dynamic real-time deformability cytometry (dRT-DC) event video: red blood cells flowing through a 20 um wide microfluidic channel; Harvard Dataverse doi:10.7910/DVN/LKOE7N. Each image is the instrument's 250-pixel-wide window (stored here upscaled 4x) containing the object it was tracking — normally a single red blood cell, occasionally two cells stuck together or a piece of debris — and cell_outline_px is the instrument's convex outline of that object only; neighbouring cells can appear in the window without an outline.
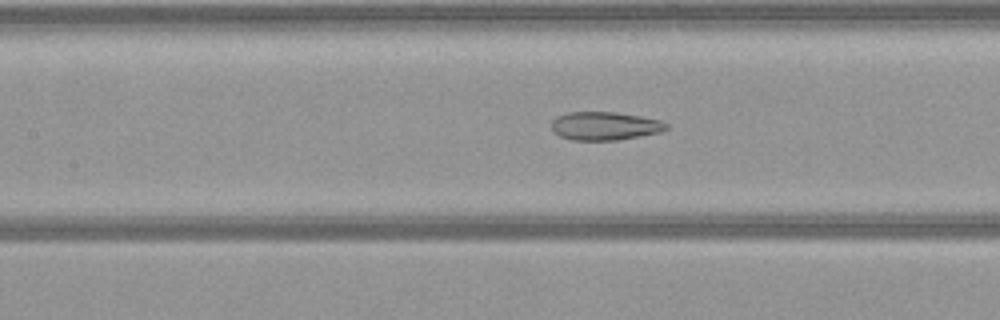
{"species": "common noctule bat (a hibernating species)", "species_latin": "Nyctalus noctula", "temperature_condition": "warm", "stored_images_in_passage": 44, "camera_frame_rate_fps": 3000, "um_per_image_px": 0.085, "animal": {"sex": "female", "body_mass_g": 21.9}, "frame": {"image": 1, "passage_image": 21, "time_ms": 6.667, "image_size_px": [1000, 320], "cell_outline_px": [[668, 128], [660, 132], [640, 136], [616, 140], [572, 140], [560, 136], [552, 132], [552, 120], [556, 116], [568, 112], [616, 112], [640, 116], [660, 120], [668, 124]], "centroid_in_image_um": [51.39, 10.7], "position_along_channel_um": 156.0, "area_um2": 19.02}}
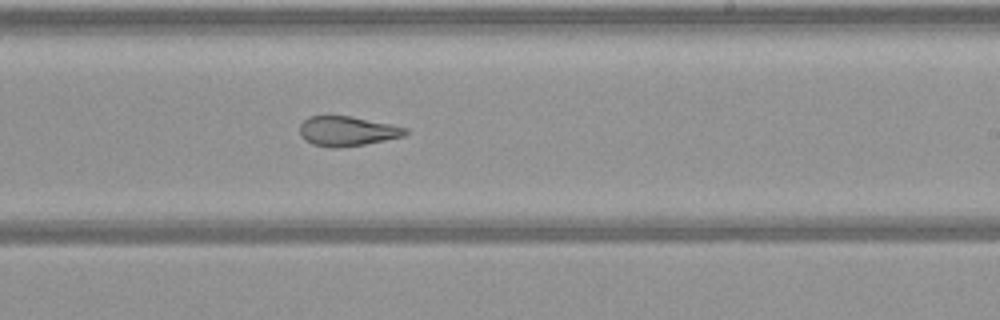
{"frame": {"image": 2, "passage_image": 29, "time_ms": 9.333, "image_size_px": [1000, 320], "cell_outline_px": [[408, 132], [404, 136], [364, 144], [340, 148], [328, 148], [312, 144], [304, 140], [300, 136], [300, 124], [308, 116], [352, 116], [392, 124], [408, 128]], "centroid_in_image_um": [29.49, 11.15], "position_along_channel_um": 259.5, "area_um2": 18.5}}
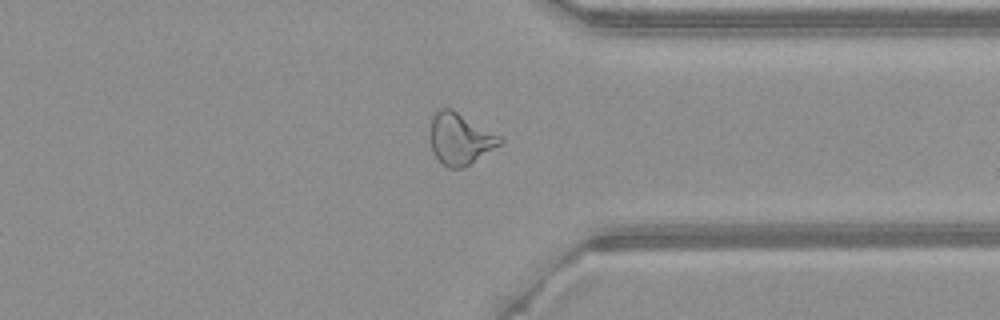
{"frame": {"image": 3, "passage_image": 38, "time_ms": 12.333, "image_size_px": [1000, 320], "cell_outline_px": [[504, 140], [500, 144], [464, 168], [448, 168], [432, 152], [428, 136], [432, 112], [436, 108], [452, 108], [500, 136]], "centroid_in_image_um": [39.03, 11.76], "position_along_channel_um": 372.4, "area_um2": 21.21}}